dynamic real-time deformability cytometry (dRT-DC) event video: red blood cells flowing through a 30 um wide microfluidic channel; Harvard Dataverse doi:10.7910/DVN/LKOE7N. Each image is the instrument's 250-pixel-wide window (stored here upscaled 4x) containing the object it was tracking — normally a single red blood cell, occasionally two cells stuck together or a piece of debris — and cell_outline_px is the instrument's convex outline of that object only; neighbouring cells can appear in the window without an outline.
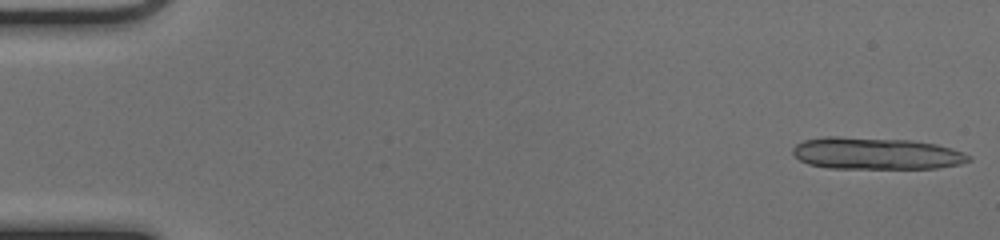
{"species": "common noctule bat (a hibernating species)", "species_latin": "Nyctalus noctula", "temperature_condition": "cold", "stored_images_in_passage": 15, "camera_frame_rate_fps": 3000, "um_per_image_px": 0.085, "animal": {"sex": "female", "body_mass_g": 17.0, "forearm_length_mm": 48.0}, "frame": {"image": 1, "passage_image": 1, "time_ms": 0.0, "image_size_px": [1000, 240], "cell_outline_px": [[972, 160], [960, 164], [936, 168], [828, 168], [808, 164], [800, 160], [792, 152], [792, 148], [796, 144], [804, 140], [828, 136], [836, 136], [908, 140], [936, 144], [952, 148], [964, 152], [972, 156]], "centroid_in_image_um": [74.48, 13.04], "position_along_channel_um": 10.5, "area_um2": 32.77}}